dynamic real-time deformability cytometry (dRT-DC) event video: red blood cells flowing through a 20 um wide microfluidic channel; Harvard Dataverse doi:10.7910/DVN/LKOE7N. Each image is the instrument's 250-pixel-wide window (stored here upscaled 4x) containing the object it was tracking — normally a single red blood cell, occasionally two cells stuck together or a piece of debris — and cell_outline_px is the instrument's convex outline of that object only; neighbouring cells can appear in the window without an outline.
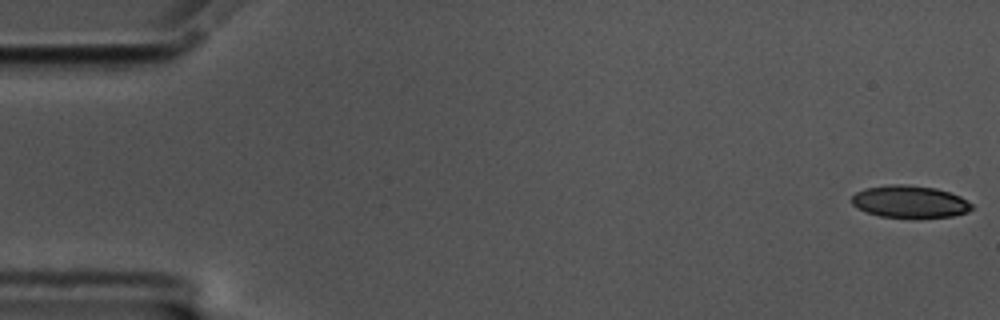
{"species": "common noctule bat (a hibernating species)", "species_latin": "Nyctalus noctula", "temperature_condition": "cold", "stored_images_in_passage": 58, "camera_frame_rate_fps": 3000, "um_per_image_px": 0.085, "animal": {"sex": "male", "body_mass_g": 17.5, "forearm_length_mm": 52.3}, "frame": {"image": 1, "passage_image": 1, "time_ms": 0.0, "image_size_px": [1000, 320], "cell_outline_px": [[972, 208], [968, 212], [952, 216], [880, 216], [856, 208], [852, 204], [852, 196], [856, 192], [864, 188], [888, 184], [904, 184], [936, 188], [960, 196], [972, 204]], "centroid_in_image_um": [77.3, 17.11], "position_along_channel_um": 7.7, "area_um2": 22.14}}
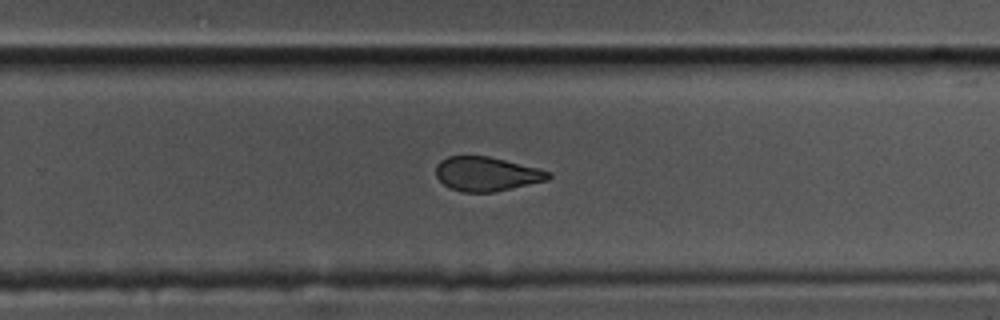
{"frame": {"image": 2, "passage_image": 37, "time_ms": 12.0, "image_size_px": [1000, 320], "cell_outline_px": [[552, 176], [548, 180], [492, 192], [460, 192], [448, 188], [436, 176], [436, 164], [440, 160], [448, 156], [488, 156], [552, 172]], "centroid_in_image_um": [41.32, 14.79], "position_along_channel_um": 288.5, "area_um2": 22.31}}
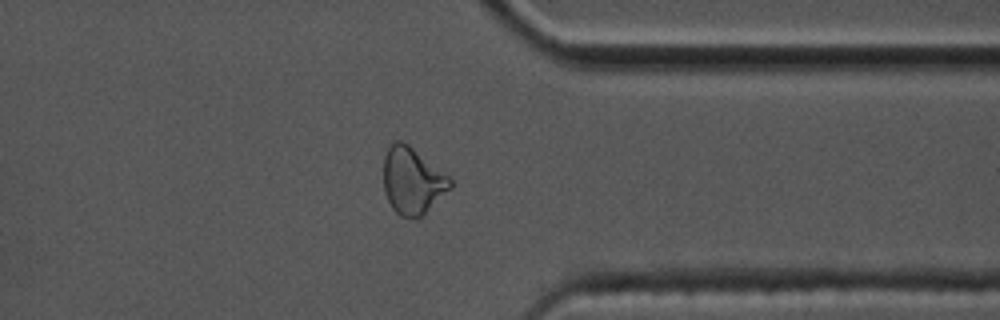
{"frame": {"image": 3, "passage_image": 45, "time_ms": 14.667, "image_size_px": [1000, 320], "cell_outline_px": [[452, 188], [420, 216], [400, 216], [392, 208], [384, 192], [384, 156], [388, 148], [396, 140], [404, 140], [448, 176], [452, 180]], "centroid_in_image_um": [35.04, 15.33], "position_along_channel_um": 376.4, "area_um2": 25.55}, "authors_computed_cell_mechanics": {"area_um2": 24.1604, "velocity_mm_per_s": 3.4872, "shape_relaxation_time_tau1_ms": 5.3749, "shape_relaxation_time_tau2_ms": 2.2155, "deformation_change_tau1": 0.1397, "deformation_change_tau2": 0.09}}